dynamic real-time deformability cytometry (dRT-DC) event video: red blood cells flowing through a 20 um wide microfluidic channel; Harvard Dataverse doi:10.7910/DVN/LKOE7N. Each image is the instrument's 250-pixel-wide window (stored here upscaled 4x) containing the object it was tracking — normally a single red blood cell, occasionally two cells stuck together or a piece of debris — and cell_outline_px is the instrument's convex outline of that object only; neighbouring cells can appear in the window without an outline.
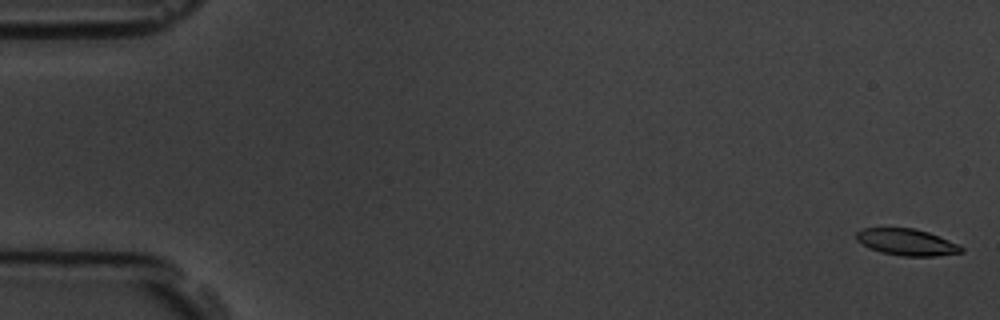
{"species": "common noctule bat (a hibernating species)", "species_latin": "Nyctalus noctula", "temperature_condition": "room temperature", "stored_images_in_passage": 6, "camera_frame_rate_fps": 3000, "um_per_image_px": 0.085, "animal": {"sex": "male", "body_mass_g": 19.5, "forearm_length_mm": 54.6}, "frame": {"image": 1, "passage_image": 1, "time_ms": 0.0, "image_size_px": [1000, 320], "cell_outline_px": [[964, 252], [936, 256], [900, 256], [880, 252], [868, 248], [856, 240], [856, 232], [864, 228], [912, 228], [928, 232], [948, 240], [964, 248]], "centroid_in_image_um": [77.04, 20.59], "position_along_channel_um": 8.0, "area_um2": 16.24}}
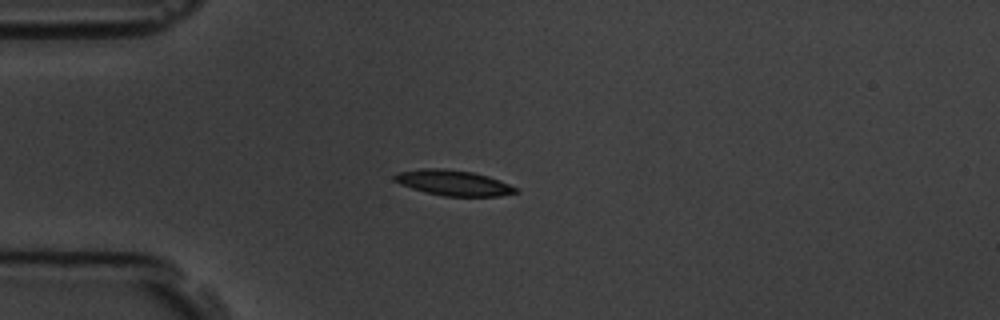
{"frame": {"image": 2, "passage_image": 5, "time_ms": 4.667, "image_size_px": [1000, 320], "cell_outline_px": [[520, 192], [500, 196], [444, 196], [424, 192], [400, 184], [392, 180], [392, 176], [396, 172], [424, 168], [444, 168], [472, 172], [488, 176], [500, 180], [516, 188]], "centroid_in_image_um": [38.5, 15.53], "position_along_channel_um": 46.5, "area_um2": 18.09}}
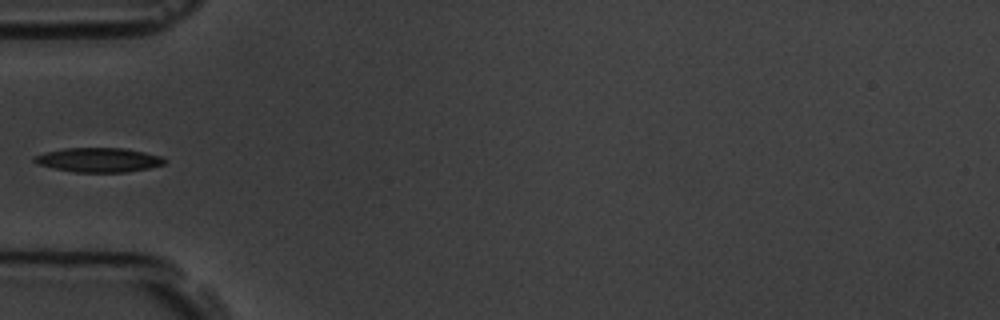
{"frame": {"image": 3, "passage_image": 6, "time_ms": 6.0, "image_size_px": [1000, 320], "cell_outline_px": [[168, 160], [164, 164], [148, 168], [128, 172], [76, 172], [36, 164], [32, 160], [32, 156], [44, 152], [64, 148], [124, 148], [144, 152], [160, 156]], "centroid_in_image_um": [8.36, 13.59], "position_along_channel_um": 76.6, "area_um2": 18.5}}